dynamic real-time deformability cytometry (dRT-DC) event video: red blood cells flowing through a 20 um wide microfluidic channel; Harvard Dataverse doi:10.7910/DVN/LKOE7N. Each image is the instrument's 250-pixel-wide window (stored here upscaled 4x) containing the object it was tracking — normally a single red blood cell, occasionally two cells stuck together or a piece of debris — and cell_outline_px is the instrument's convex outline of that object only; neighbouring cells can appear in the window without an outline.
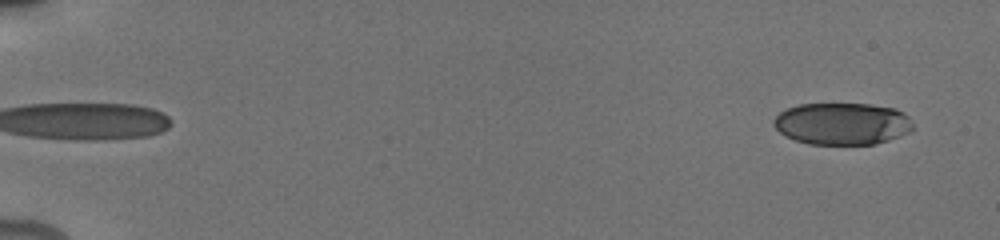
{"species": "human", "species_latin": "Homo sapiens", "temperature_condition": "cold", "stored_images_in_passage": 17, "camera_frame_rate_fps": 3000, "um_per_image_px": 0.085, "donor": {"sex": "male"}, "frame": {"image": 1, "passage_image": 1, "time_ms": 0.0, "image_size_px": [1000, 240], "cell_outline_px": [[912, 128], [908, 132], [900, 136], [876, 144], [808, 144], [796, 140], [780, 132], [772, 124], [772, 120], [784, 108], [800, 104], [868, 104], [896, 108], [904, 112], [908, 116], [912, 124]], "centroid_in_image_um": [71.57, 10.5], "position_along_channel_um": 13.4, "area_um2": 34.16}}
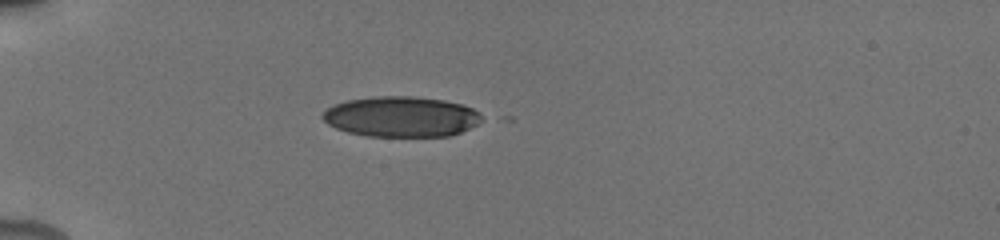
{"frame": {"image": 2, "passage_image": 11, "time_ms": 4.667, "image_size_px": [1000, 240], "cell_outline_px": [[480, 120], [476, 124], [452, 136], [368, 136], [348, 132], [336, 128], [328, 124], [320, 116], [328, 108], [336, 104], [348, 100], [372, 96], [412, 96], [444, 100], [464, 104], [480, 112]], "centroid_in_image_um": [34.1, 9.91], "position_along_channel_um": 50.9, "area_um2": 37.4}}
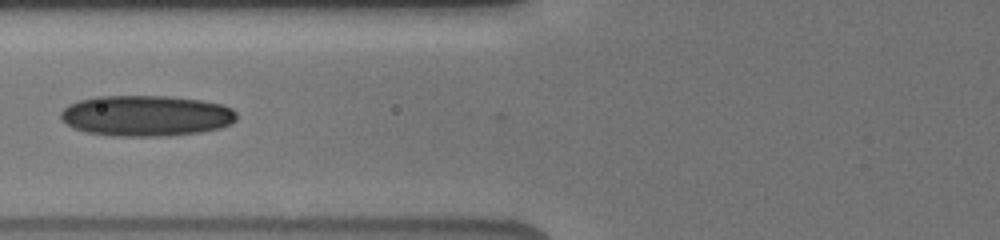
{"frame": {"image": 3, "passage_image": 15, "time_ms": 7.0, "image_size_px": [1000, 240], "cell_outline_px": [[236, 120], [220, 128], [200, 132], [168, 136], [116, 136], [88, 132], [72, 128], [60, 116], [60, 112], [68, 104], [80, 100], [96, 96], [168, 96], [200, 100], [220, 104], [232, 108], [236, 112]], "centroid_in_image_um": [12.41, 9.83], "position_along_channel_um": 113.4, "area_um2": 41.79}}